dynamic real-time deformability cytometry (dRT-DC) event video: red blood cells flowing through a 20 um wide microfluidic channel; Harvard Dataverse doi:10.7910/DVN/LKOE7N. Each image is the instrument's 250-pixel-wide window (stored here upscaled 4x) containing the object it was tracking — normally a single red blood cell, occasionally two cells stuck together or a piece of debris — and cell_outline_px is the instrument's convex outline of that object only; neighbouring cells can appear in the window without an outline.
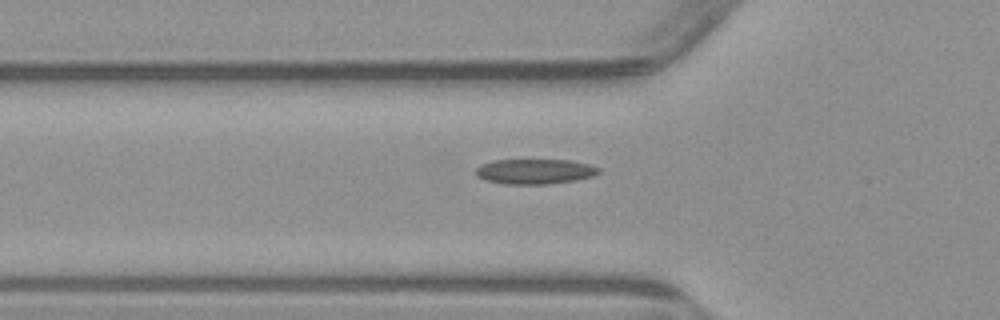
{"species": "common noctule bat (a hibernating species)", "species_latin": "Nyctalus noctula", "temperature_condition": "warm", "stored_images_in_passage": 3, "camera_frame_rate_fps": 3000, "um_per_image_px": 0.085, "animal": {"sex": "male", "body_mass_g": 23.1, "forearm_length_mm": 52.7}, "frame": {"image": 1, "passage_image": 3, "time_ms": 2.333, "image_size_px": [1000, 320], "cell_outline_px": [[600, 172], [592, 176], [576, 180], [548, 184], [504, 184], [484, 180], [476, 176], [476, 168], [480, 164], [496, 160], [568, 160], [588, 164], [600, 168]], "centroid_in_image_um": [45.43, 14.58], "position_along_channel_um": 80.4, "area_um2": 17.98}}